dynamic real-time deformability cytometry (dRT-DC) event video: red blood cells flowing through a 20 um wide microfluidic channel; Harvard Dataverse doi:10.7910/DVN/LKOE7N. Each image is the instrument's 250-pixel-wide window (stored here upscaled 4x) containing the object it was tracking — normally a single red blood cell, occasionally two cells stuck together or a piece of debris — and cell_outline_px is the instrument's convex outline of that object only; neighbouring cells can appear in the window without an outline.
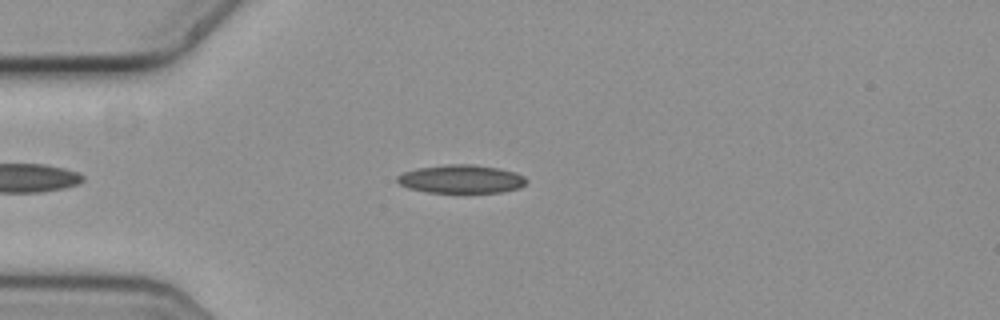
{"species": "common noctule bat (a hibernating species)", "species_latin": "Nyctalus noctula", "temperature_condition": "cold", "stored_images_in_passage": 5, "camera_frame_rate_fps": 3000, "um_per_image_px": 0.085, "animal": {"sex": "female", "body_mass_g": 19.3, "forearm_length_mm": 54.1}, "frame": {"image": 1, "passage_image": 5, "time_ms": 1.333, "image_size_px": [1000, 320], "cell_outline_px": [[528, 180], [520, 188], [504, 192], [428, 192], [408, 188], [400, 184], [396, 180], [396, 176], [404, 172], [416, 168], [448, 164], [472, 164], [496, 168], [516, 172], [524, 176]], "centroid_in_image_um": [39.2, 15.21], "position_along_channel_um": 45.8, "area_um2": 21.33}}